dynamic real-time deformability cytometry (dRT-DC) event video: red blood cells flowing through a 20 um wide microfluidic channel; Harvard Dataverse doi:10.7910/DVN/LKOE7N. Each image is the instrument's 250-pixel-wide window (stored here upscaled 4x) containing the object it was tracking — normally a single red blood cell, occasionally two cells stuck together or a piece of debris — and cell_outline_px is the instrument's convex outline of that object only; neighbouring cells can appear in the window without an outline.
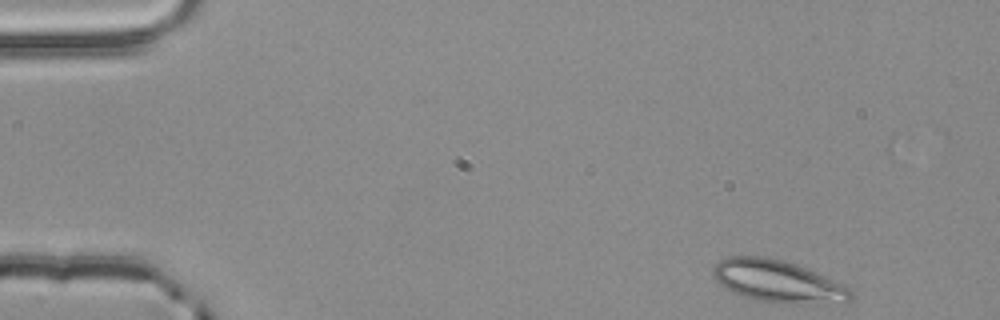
{"species": "common noctule bat (a hibernating species)", "species_latin": "Nyctalus noctula", "temperature_condition": "room temperature", "stored_images_in_passage": 51, "camera_frame_rate_fps": 3000, "um_per_image_px": 0.085, "animal": {"sex": "male", "body_mass_g": 20.4}, "frame": {"image": 1, "passage_image": 1, "time_ms": 0.0, "image_size_px": [1000, 320], "cell_outline_px": [[852, 300], [756, 300], [740, 296], [724, 288], [712, 276], [712, 268], [720, 260], [728, 256], [764, 256], [784, 260], [796, 264], [824, 276], [848, 288], [852, 292]], "centroid_in_image_um": [65.92, 23.82], "position_along_channel_um": 19.1, "area_um2": 32.08}}
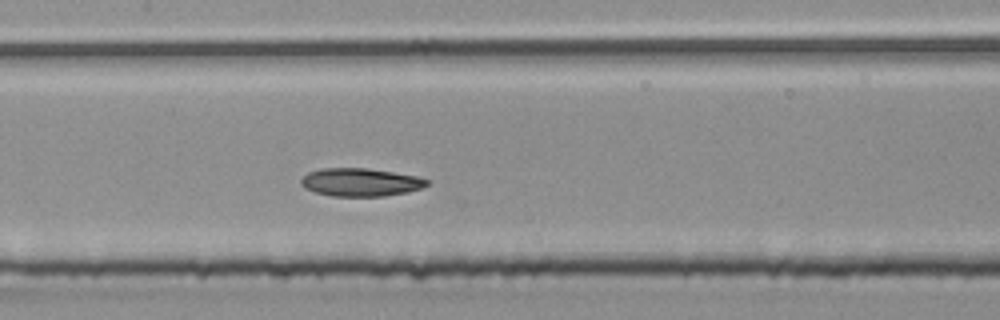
{"frame": {"image": 2, "passage_image": 22, "time_ms": 7.0, "image_size_px": [1000, 320], "cell_outline_px": [[428, 184], [424, 188], [408, 192], [384, 196], [332, 196], [316, 192], [304, 188], [300, 184], [300, 180], [308, 172], [320, 168], [368, 168], [416, 176], [428, 180]], "centroid_in_image_um": [30.63, 15.49], "position_along_channel_um": 176.8, "area_um2": 20.63}}
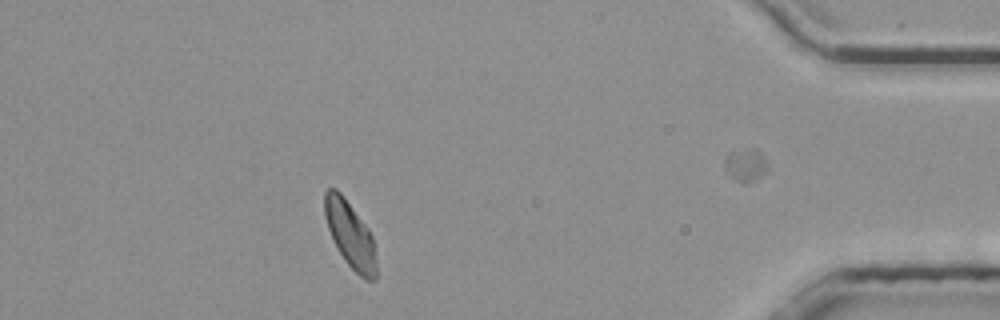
{"frame": {"image": 3, "passage_image": 44, "time_ms": 14.333, "image_size_px": [1000, 320], "cell_outline_px": [[376, 280], [364, 280], [344, 260], [332, 240], [324, 216], [324, 192], [328, 188], [336, 188], [344, 196], [368, 228], [372, 236], [376, 260]], "centroid_in_image_um": [29.75, 19.93], "position_along_channel_um": 405.5, "area_um2": 20.06}, "authors_computed_cell_mechanics": {"area_um2": 20.808, "velocity_mm_per_s": 3.8101, "shape_relaxation_time_tau1_ms": 7.0604, "shape_relaxation_time_tau2_ms": 4.0183, "deformation_change_tau1": 0.1599, "deformation_change_tau2": 0.0598}}